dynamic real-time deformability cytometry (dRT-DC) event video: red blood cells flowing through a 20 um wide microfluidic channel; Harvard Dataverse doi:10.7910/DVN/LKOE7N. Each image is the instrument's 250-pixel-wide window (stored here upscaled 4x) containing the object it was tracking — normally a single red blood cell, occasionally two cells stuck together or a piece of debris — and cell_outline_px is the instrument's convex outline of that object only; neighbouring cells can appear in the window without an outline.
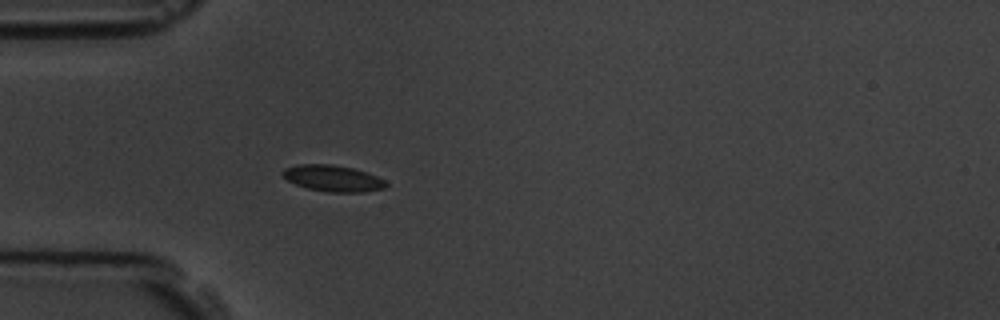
{"species": "common noctule bat (a hibernating species)", "species_latin": "Nyctalus noctula", "temperature_condition": "room temperature", "stored_images_in_passage": 5, "camera_frame_rate_fps": 3000, "um_per_image_px": 0.085, "animal": {"sex": "male", "body_mass_g": 19.5, "forearm_length_mm": 54.6}, "frame": {"image": 1, "passage_image": 5, "time_ms": 5.333, "image_size_px": [1000, 320], "cell_outline_px": [[388, 184], [384, 188], [364, 192], [328, 192], [308, 188], [296, 184], [288, 180], [280, 172], [284, 168], [296, 164], [332, 164], [352, 168], [376, 176], [384, 180]], "centroid_in_image_um": [28.26, 15.15], "position_along_channel_um": 56.7, "area_um2": 15.72}}